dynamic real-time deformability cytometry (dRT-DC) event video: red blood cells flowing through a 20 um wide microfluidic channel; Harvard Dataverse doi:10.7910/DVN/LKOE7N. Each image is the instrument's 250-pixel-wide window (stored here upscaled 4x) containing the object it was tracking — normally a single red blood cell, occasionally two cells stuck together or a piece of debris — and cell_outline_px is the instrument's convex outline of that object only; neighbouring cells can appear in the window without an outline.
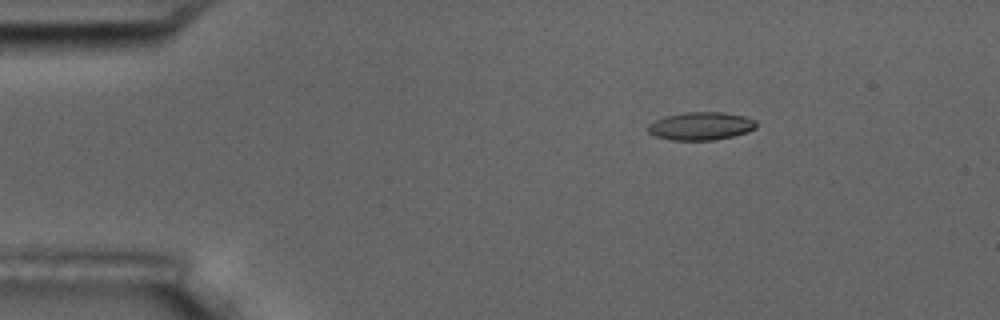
{"species": "common noctule bat (a hibernating species)", "species_latin": "Nyctalus noctula", "temperature_condition": "room temperature", "stored_images_in_passage": 16, "camera_frame_rate_fps": 3000, "um_per_image_px": 0.085, "animal": {"sex": "male", "body_mass_g": 17.5, "forearm_length_mm": 52.3}, "frame": {"image": 1, "passage_image": 3, "time_ms": 2.333, "image_size_px": [1000, 320], "cell_outline_px": [[756, 128], [748, 132], [716, 140], [672, 140], [656, 136], [648, 132], [648, 124], [664, 116], [684, 112], [720, 112], [744, 116], [756, 120]], "centroid_in_image_um": [59.58, 10.71], "position_along_channel_um": 25.4, "area_um2": 17.69}}
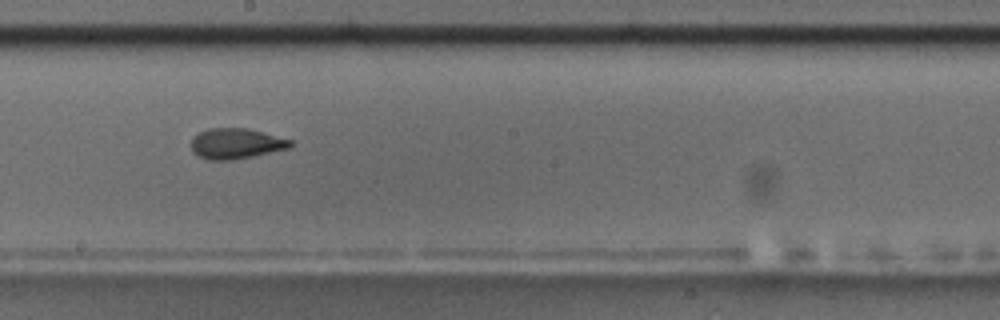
{"frame": {"image": 2, "passage_image": 10, "time_ms": 10.0, "image_size_px": [1000, 320], "cell_outline_px": [[292, 148], [232, 160], [208, 160], [192, 152], [192, 136], [208, 128], [248, 128], [292, 140]], "centroid_in_image_um": [20.07, 12.2], "position_along_channel_um": 228.1, "area_um2": 17.69}, "authors_computed_cell_mechanics": {"area_um2": 17.6868, "velocity_mm_per_s": 3.5291, "shape_relaxation_time_tau1_ms": null, "shape_relaxation_time_tau2_ms": 2.7332, "deformation_change_tau1": null, "deformation_change_tau2": 0.0986}}